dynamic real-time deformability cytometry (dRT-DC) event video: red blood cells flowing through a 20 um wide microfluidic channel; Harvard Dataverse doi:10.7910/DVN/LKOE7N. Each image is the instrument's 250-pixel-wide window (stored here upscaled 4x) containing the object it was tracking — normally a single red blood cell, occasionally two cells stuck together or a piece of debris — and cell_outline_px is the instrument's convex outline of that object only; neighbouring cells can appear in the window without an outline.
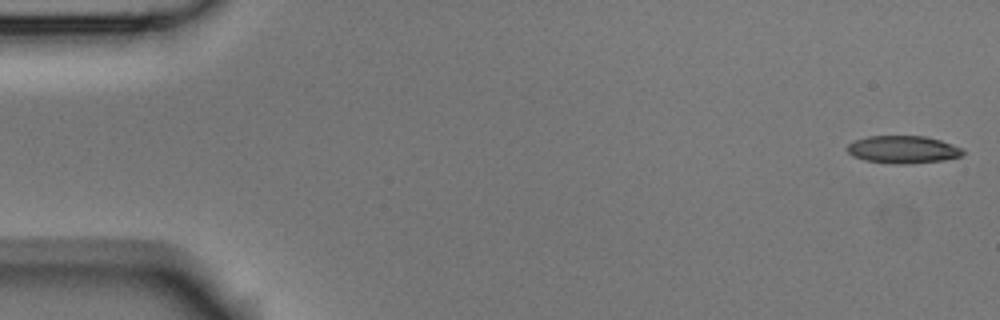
{"species": "Egyptian fruit bat (a non-hibernating species)", "species_latin": "Rousettus aegyptiacus", "temperature_condition": "room temperature", "stored_images_in_passage": 3, "camera_frame_rate_fps": 3000, "um_per_image_px": 0.085, "animal": {"sex": "male"}, "frame": {"image": 1, "passage_image": 1, "time_ms": 0.0, "image_size_px": [1000, 320], "cell_outline_px": [[964, 152], [960, 156], [944, 160], [904, 164], [896, 164], [864, 160], [852, 156], [844, 148], [848, 144], [856, 140], [868, 136], [924, 136], [940, 140], [960, 148]], "centroid_in_image_um": [76.69, 12.71], "position_along_channel_um": 8.3, "area_um2": 18.44}}